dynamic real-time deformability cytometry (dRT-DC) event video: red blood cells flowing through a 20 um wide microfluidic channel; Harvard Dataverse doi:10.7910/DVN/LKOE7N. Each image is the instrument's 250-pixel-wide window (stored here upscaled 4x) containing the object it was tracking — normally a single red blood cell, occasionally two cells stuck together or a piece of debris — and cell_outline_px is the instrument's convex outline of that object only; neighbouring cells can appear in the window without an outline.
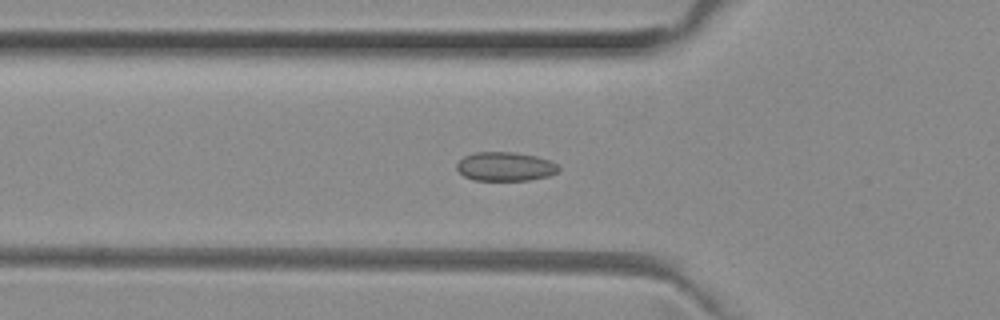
{"species": "common noctule bat (a hibernating species)", "species_latin": "Nyctalus noctula", "temperature_condition": "room temperature", "stored_images_in_passage": 51, "camera_frame_rate_fps": 3000, "um_per_image_px": 0.085, "animal": {"sex": "female", "body_mass_g": 29.2, "forearm_length_mm": 56.3}, "frame": {"image": 1, "passage_image": 16, "time_ms": 5.0, "image_size_px": [1000, 320], "cell_outline_px": [[560, 168], [556, 172], [548, 176], [528, 180], [472, 180], [464, 176], [456, 168], [456, 164], [464, 156], [476, 152], [516, 152], [536, 156], [552, 160]], "centroid_in_image_um": [42.94, 14.15], "position_along_channel_um": 82.9, "area_um2": 17.22}}
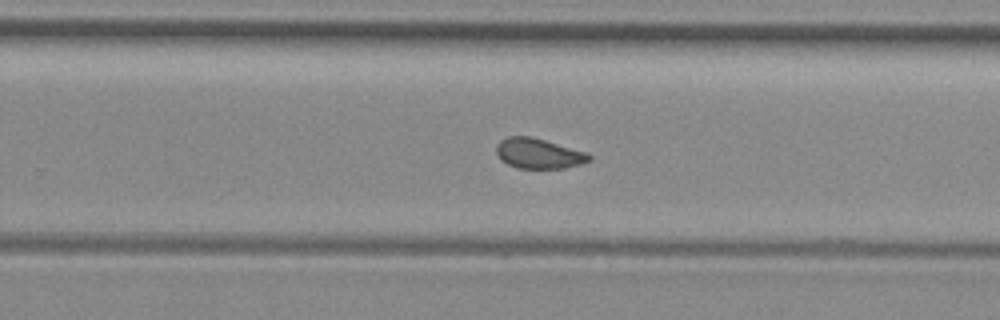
{"frame": {"image": 2, "passage_image": 31, "time_ms": 10.0, "image_size_px": [1000, 320], "cell_outline_px": [[592, 160], [580, 164], [564, 168], [516, 168], [500, 160], [496, 152], [496, 144], [500, 140], [508, 136], [532, 136], [584, 152], [592, 156]], "centroid_in_image_um": [45.74, 13.04], "position_along_channel_um": 284.1, "area_um2": 16.3}}
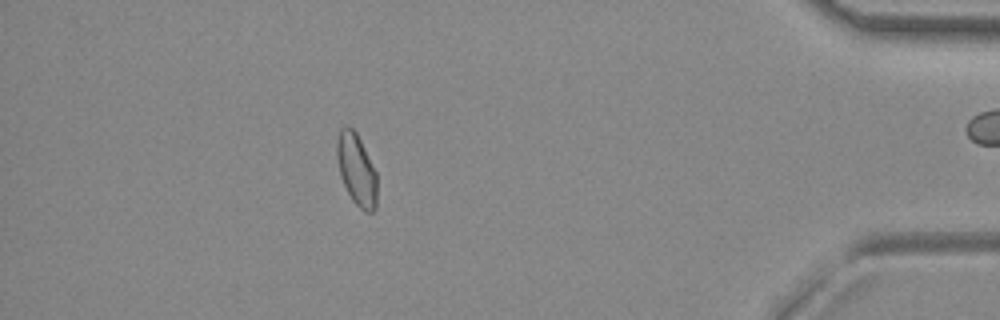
{"frame": {"image": 3, "passage_image": 44, "time_ms": 14.333, "image_size_px": [1000, 320], "cell_outline_px": [[376, 208], [372, 212], [364, 212], [352, 200], [340, 176], [336, 156], [336, 144], [340, 128], [352, 128], [356, 132], [376, 172]], "centroid_in_image_um": [30.29, 14.44], "position_along_channel_um": 404.9, "area_um2": 16.53}, "authors_computed_cell_mechanics": {"area_um2": 16.9932, "velocity_mm_per_s": 4.0232, "shape_relaxation_time_tau1_ms": null, "shape_relaxation_time_tau2_ms": 0.8219, "deformation_change_tau1": null, "deformation_change_tau2": 0.0438}}